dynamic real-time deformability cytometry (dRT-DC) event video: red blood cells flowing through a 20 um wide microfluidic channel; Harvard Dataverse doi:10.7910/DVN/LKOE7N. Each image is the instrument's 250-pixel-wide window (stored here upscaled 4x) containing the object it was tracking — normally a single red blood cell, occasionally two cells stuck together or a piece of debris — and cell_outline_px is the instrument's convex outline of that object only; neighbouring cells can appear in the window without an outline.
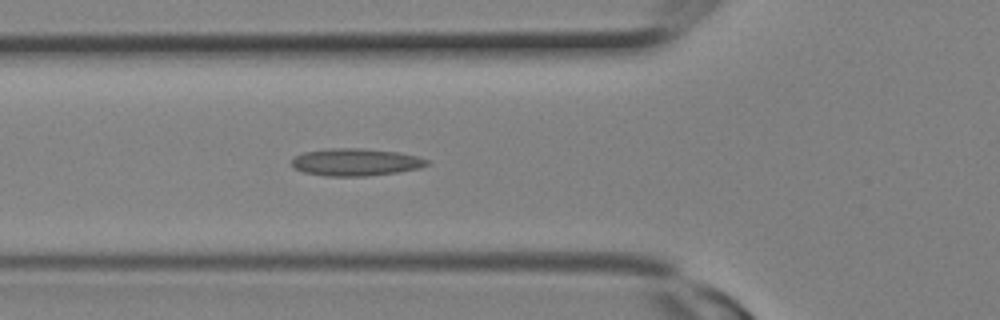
{"species": "Egyptian fruit bat (a non-hibernating species)", "species_latin": "Rousettus aegyptiacus", "temperature_condition": "room temperature", "stored_images_in_passage": 3, "camera_frame_rate_fps": 3000, "um_per_image_px": 0.085, "animal": {"sex": "female"}, "frame": {"image": 1, "passage_image": 3, "time_ms": 0.667, "image_size_px": [1000, 320], "cell_outline_px": [[428, 164], [420, 168], [400, 172], [364, 176], [324, 176], [304, 172], [296, 168], [292, 164], [292, 160], [296, 156], [304, 152], [324, 148], [364, 148], [400, 152], [416, 156], [428, 160]], "centroid_in_image_um": [30.25, 13.77], "position_along_channel_um": 95.6, "area_um2": 21.62}}